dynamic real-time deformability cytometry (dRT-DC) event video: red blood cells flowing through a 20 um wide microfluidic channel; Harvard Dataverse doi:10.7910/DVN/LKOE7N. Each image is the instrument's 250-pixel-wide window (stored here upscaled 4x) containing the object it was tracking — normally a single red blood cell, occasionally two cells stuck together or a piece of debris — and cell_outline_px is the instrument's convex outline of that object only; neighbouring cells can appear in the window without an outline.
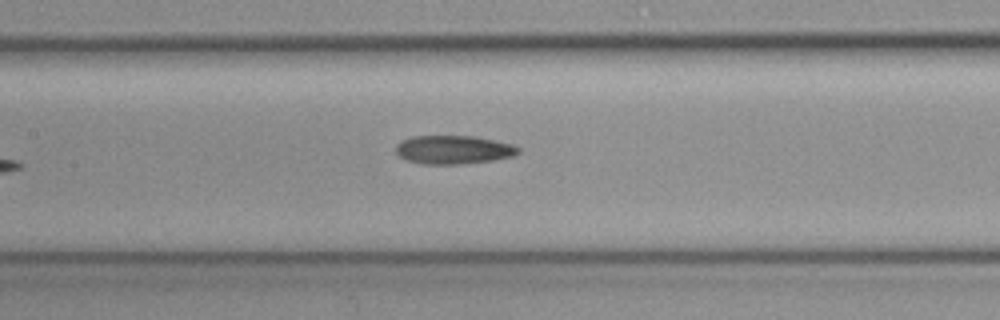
{"species": "common noctule bat (a hibernating species)", "species_latin": "Nyctalus noctula", "temperature_condition": "cold", "stored_images_in_passage": 8, "camera_frame_rate_fps": 3000, "um_per_image_px": 0.085, "animal": {"sex": "female", "body_mass_g": 19.3, "forearm_length_mm": 54.1}, "frame": {"image": 1, "passage_image": 8, "time_ms": 2.333, "image_size_px": [1000, 320], "cell_outline_px": [[520, 152], [512, 156], [492, 160], [460, 164], [420, 164], [408, 160], [400, 156], [396, 152], [396, 144], [412, 136], [476, 136], [496, 140], [512, 144], [520, 148]], "centroid_in_image_um": [38.56, 12.72], "position_along_channel_um": 168.8, "area_um2": 20.35}}